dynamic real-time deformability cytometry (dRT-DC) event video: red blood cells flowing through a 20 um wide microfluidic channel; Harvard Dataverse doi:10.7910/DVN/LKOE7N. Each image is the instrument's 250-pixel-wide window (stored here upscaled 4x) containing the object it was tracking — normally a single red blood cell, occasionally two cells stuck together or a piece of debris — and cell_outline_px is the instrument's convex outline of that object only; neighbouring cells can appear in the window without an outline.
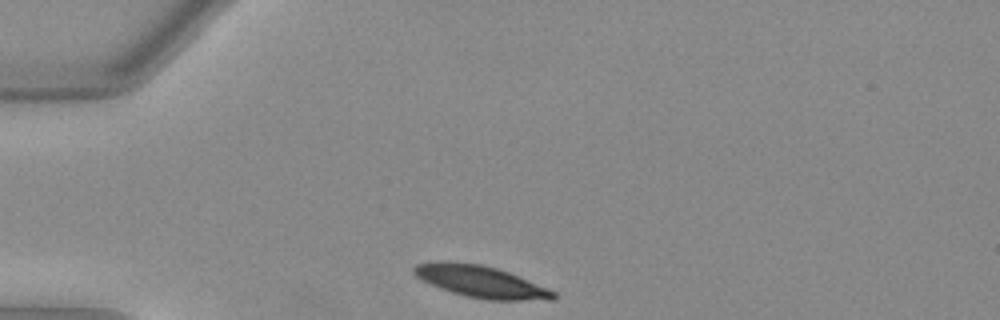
{"species": "Egyptian fruit bat (a non-hibernating species)", "species_latin": "Rousettus aegyptiacus", "temperature_condition": "warm", "stored_images_in_passage": 30, "camera_frame_rate_fps": 3000, "um_per_image_px": 0.085, "animal": {"sex": "female"}, "frame": {"image": 1, "passage_image": 1, "time_ms": 0.0, "image_size_px": [1000, 320], "cell_outline_px": [[556, 300], [488, 300], [468, 296], [452, 292], [440, 288], [420, 280], [412, 272], [412, 268], [416, 264], [436, 260], [448, 260], [480, 264], [496, 268], [508, 272], [548, 288], [556, 292]], "centroid_in_image_um": [40.83, 23.92], "position_along_channel_um": 44.2, "area_um2": 26.07}}
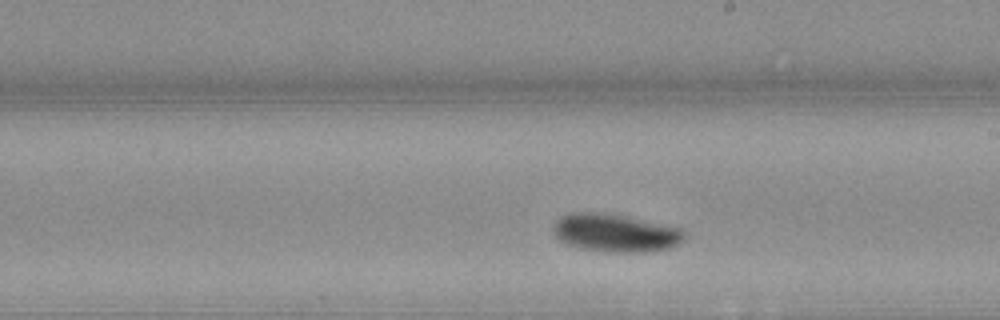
{"frame": {"image": 2, "passage_image": 18, "time_ms": 5.667, "image_size_px": [1000, 320], "cell_outline_px": [[684, 236], [680, 244], [672, 248], [652, 252], [604, 252], [576, 248], [564, 244], [552, 232], [556, 220], [564, 216], [576, 212], [588, 212], [620, 216], [680, 228], [684, 232]], "centroid_in_image_um": [52.29, 19.85], "position_along_channel_um": 236.7, "area_um2": 28.78}}
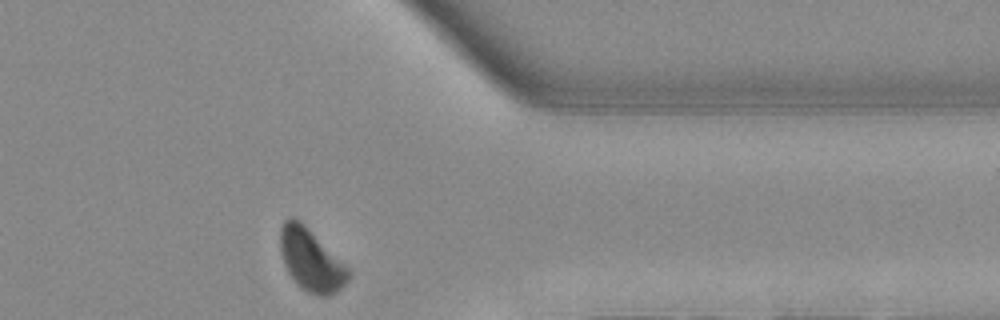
{"frame": {"image": 3, "passage_image": 30, "time_ms": 9.667, "image_size_px": [1000, 320], "cell_outline_px": [[352, 276], [336, 292], [328, 296], [316, 296], [300, 288], [292, 280], [284, 264], [280, 252], [280, 228], [284, 220], [300, 220], [352, 272]], "centroid_in_image_um": [26.42, 22.15], "position_along_channel_um": 385.0, "area_um2": 24.51}, "authors_computed_cell_mechanics": {"area_um2": 27.1949, "velocity_mm_per_s": 3.9469, "shape_relaxation_time_tau1_ms": 2.246, "shape_relaxation_time_tau2_ms": null, "deformation_change_tau1": 0.1156, "deformation_change_tau2": null}}